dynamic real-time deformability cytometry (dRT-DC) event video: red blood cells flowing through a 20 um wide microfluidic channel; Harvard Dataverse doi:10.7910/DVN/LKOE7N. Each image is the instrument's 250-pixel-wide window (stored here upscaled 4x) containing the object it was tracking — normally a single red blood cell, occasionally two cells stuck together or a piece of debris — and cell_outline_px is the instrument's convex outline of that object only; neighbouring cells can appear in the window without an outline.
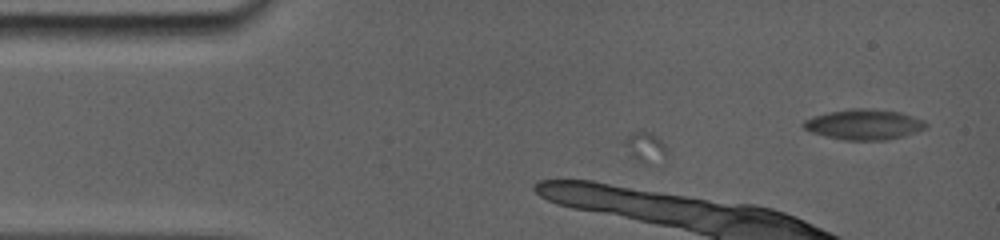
{"species": "common noctule bat (a hibernating species)", "species_latin": "Nyctalus noctula", "temperature_condition": "room temperature", "stored_images_in_passage": 10, "camera_frame_rate_fps": 5000, "um_per_image_px": 0.085, "animal": {"sex": "female", "body_mass_g": 19.0, "forearm_length_mm": 56.7}, "frame": {"image": 1, "passage_image": 1, "time_ms": 0.0, "image_size_px": [1000, 240], "cell_outline_px": [[924, 124], [920, 128], [896, 136], [864, 140], [832, 136], [816, 132], [804, 128], [804, 124], [808, 120], [816, 116], [832, 112], [852, 108], [864, 108], [896, 112], [920, 120]], "centroid_in_image_um": [73.35, 10.53], "position_along_channel_um": 11.6, "area_um2": 19.25}}